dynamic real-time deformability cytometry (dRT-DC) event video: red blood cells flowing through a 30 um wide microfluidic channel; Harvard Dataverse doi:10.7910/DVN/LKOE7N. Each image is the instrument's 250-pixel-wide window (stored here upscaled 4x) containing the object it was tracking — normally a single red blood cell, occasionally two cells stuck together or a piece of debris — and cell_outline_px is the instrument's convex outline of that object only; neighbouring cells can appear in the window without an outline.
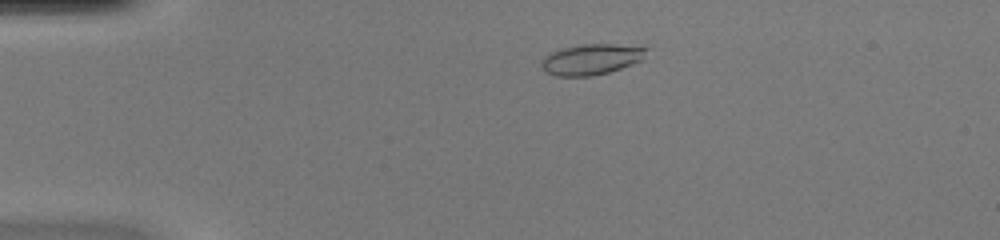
{"species": "common noctule bat (a hibernating species)", "species_latin": "Nyctalus noctula", "temperature_condition": "warm", "stored_images_in_passage": 46, "camera_frame_rate_fps": 3000, "um_per_image_px": 0.085, "animal": {"sex": "female", "body_mass_g": 20.0, "forearm_length_mm": 54.0}, "frame": {"image": 1, "passage_image": 8, "time_ms": 2.333, "image_size_px": [1000, 240], "cell_outline_px": [[648, 48], [644, 60], [608, 72], [592, 76], [556, 76], [544, 72], [540, 64], [540, 60], [544, 56], [560, 48], [580, 44], [612, 44]], "centroid_in_image_um": [50.22, 5.04], "position_along_channel_um": 34.8, "area_um2": 18.96}}
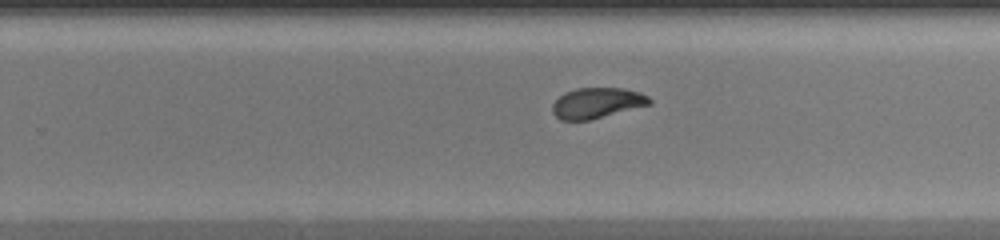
{"frame": {"image": 2, "passage_image": 29, "time_ms": 9.333, "image_size_px": [1000, 240], "cell_outline_px": [[652, 104], [588, 120], [560, 120], [552, 112], [552, 104], [564, 92], [576, 88], [624, 88], [640, 92], [648, 96], [652, 100]], "centroid_in_image_um": [50.75, 8.74], "position_along_channel_um": 279.1, "area_um2": 17.28}}
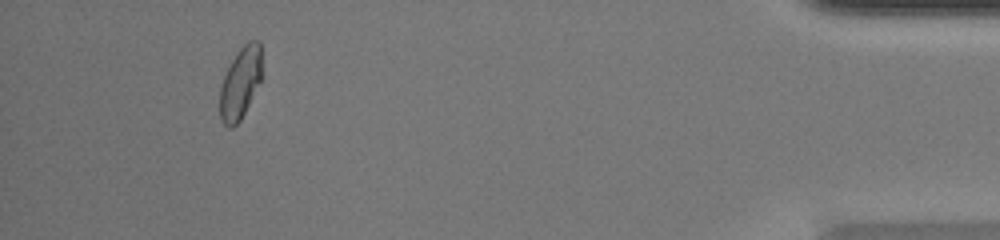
{"frame": {"image": 3, "passage_image": 43, "time_ms": 14.0, "image_size_px": [1000, 240], "cell_outline_px": [[260, 80], [240, 120], [232, 128], [228, 128], [220, 120], [220, 88], [224, 76], [236, 52], [248, 40], [260, 40]], "centroid_in_image_um": [20.4, 7.05], "position_along_channel_um": 414.8, "area_um2": 17.11}, "authors_computed_cell_mechanics": {"area_um2": 18.1492, "velocity_mm_per_s": 4.2341, "shape_relaxation_time_tau1_ms": null, "shape_relaxation_time_tau2_ms": 1.2334, "deformation_change_tau1": null, "deformation_change_tau2": 0.0595}}